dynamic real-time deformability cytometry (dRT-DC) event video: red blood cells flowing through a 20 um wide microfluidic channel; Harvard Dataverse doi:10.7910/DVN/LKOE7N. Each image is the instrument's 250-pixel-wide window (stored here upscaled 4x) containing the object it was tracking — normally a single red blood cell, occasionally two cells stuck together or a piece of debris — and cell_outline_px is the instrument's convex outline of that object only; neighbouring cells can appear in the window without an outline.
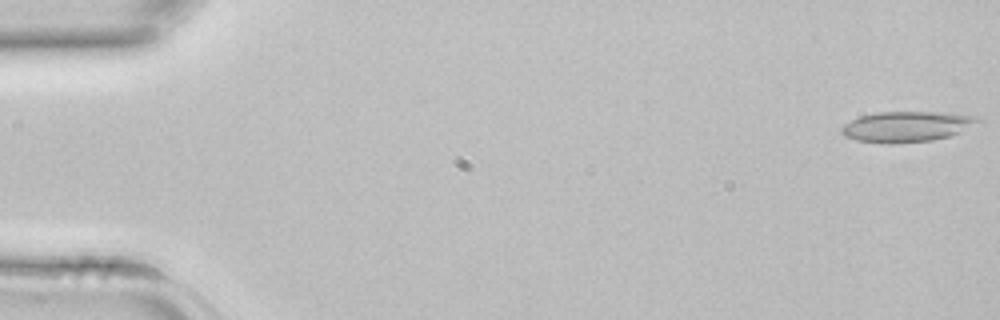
{"species": "common noctule bat (a hibernating species)", "species_latin": "Nyctalus noctula", "temperature_condition": "room temperature", "stored_images_in_passage": 43, "camera_frame_rate_fps": 3000, "um_per_image_px": 0.085, "animal": {"sex": "female", "body_mass_g": 22.7, "forearm_length_mm": 54.2}, "frame": {"image": 1, "passage_image": 1, "time_ms": 0.0, "image_size_px": [1000, 320], "cell_outline_px": [[984, 124], [952, 136], [932, 140], [892, 144], [880, 144], [856, 140], [844, 136], [840, 132], [840, 128], [844, 124], [860, 116], [876, 112], [940, 112], [976, 116], [984, 120]], "centroid_in_image_um": [77.16, 10.77], "position_along_channel_um": 7.8, "area_um2": 25.03}}
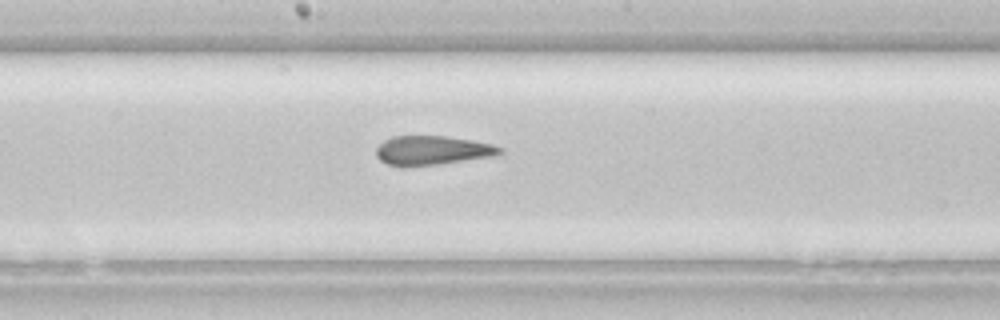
{"frame": {"image": 2, "passage_image": 23, "time_ms": 7.333, "image_size_px": [1000, 320], "cell_outline_px": [[504, 152], [496, 156], [436, 164], [388, 164], [380, 160], [376, 156], [376, 148], [384, 140], [392, 136], [448, 136], [472, 140], [492, 144], [504, 148]], "centroid_in_image_um": [36.82, 12.75], "position_along_channel_um": 211.4, "area_um2": 20.63}}
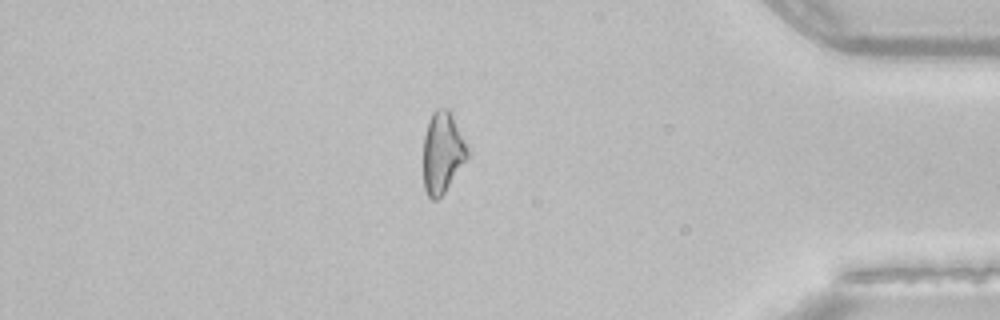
{"frame": {"image": 3, "passage_image": 37, "time_ms": 12.0, "image_size_px": [1000, 320], "cell_outline_px": [[472, 152], [444, 192], [436, 200], [432, 200], [428, 196], [424, 188], [424, 136], [428, 120], [432, 112], [436, 108], [448, 108], [452, 112]], "centroid_in_image_um": [37.65, 12.9], "position_along_channel_um": 397.6, "area_um2": 21.33}}